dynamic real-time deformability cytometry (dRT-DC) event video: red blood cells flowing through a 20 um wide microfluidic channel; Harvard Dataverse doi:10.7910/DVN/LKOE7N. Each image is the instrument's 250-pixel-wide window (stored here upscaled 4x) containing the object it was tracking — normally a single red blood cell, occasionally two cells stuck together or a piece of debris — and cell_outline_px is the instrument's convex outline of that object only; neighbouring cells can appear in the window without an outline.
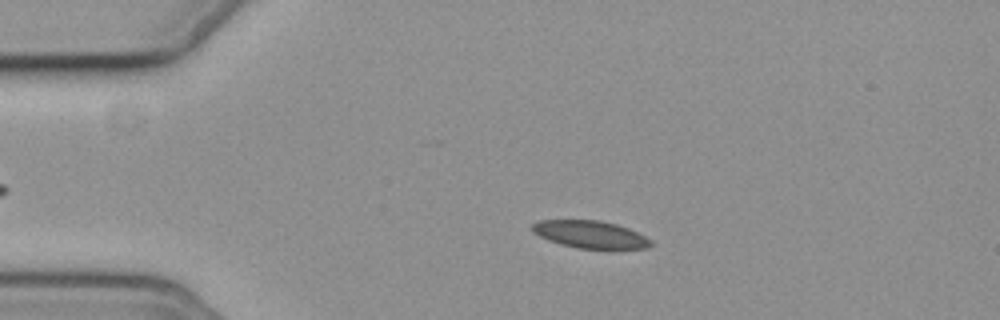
{"species": "common noctule bat (a hibernating species)", "species_latin": "Nyctalus noctula", "temperature_condition": "cold", "stored_images_in_passage": 45, "camera_frame_rate_fps": 3000, "um_per_image_px": 0.085, "animal": {"sex": "female", "body_mass_g": 19.3, "forearm_length_mm": 54.1}, "frame": {"image": 1, "passage_image": 7, "time_ms": 2.0, "image_size_px": [1000, 320], "cell_outline_px": [[652, 244], [648, 248], [612, 252], [580, 248], [560, 244], [548, 240], [532, 232], [532, 224], [540, 220], [600, 220], [616, 224], [628, 228], [652, 240]], "centroid_in_image_um": [50.25, 19.98], "position_along_channel_um": 34.7, "area_um2": 19.71}}
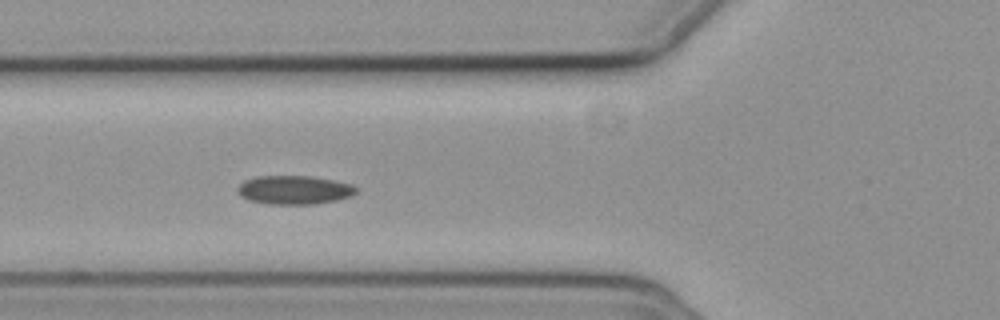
{"frame": {"image": 2, "passage_image": 16, "time_ms": 5.0, "image_size_px": [1000, 320], "cell_outline_px": [[360, 188], [352, 196], [336, 200], [316, 204], [264, 204], [248, 200], [240, 196], [236, 192], [236, 188], [244, 180], [256, 176], [312, 176], [336, 180], [352, 184]], "centroid_in_image_um": [25.01, 16.14], "position_along_channel_um": 100.8, "area_um2": 20.29}}
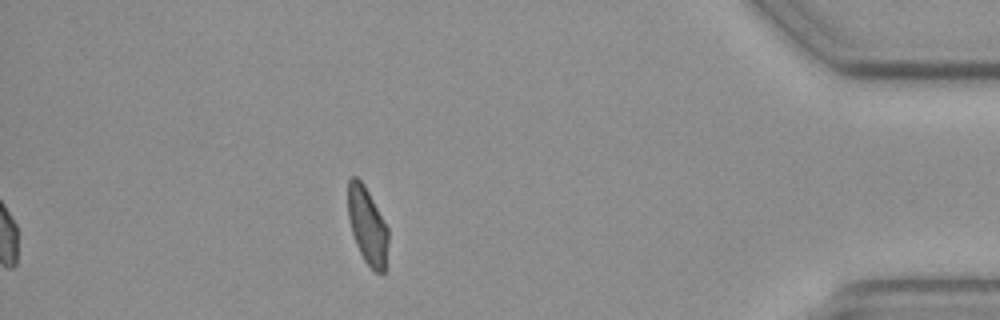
{"frame": {"image": 3, "passage_image": 45, "time_ms": 14.667, "image_size_px": [1000, 320], "cell_outline_px": [[388, 240], [384, 272], [376, 272], [364, 260], [356, 244], [352, 232], [348, 216], [348, 180], [352, 176], [356, 176], [364, 184], [388, 228]], "centroid_in_image_um": [31.21, 19.16], "position_along_channel_um": 404.0, "area_um2": 17.74}, "authors_computed_cell_mechanics": {"area_um2": 19.7098, "velocity_mm_per_s": 3.6445, "shape_relaxation_time_tau1_ms": null, "shape_relaxation_time_tau2_ms": 4.7939, "deformation_change_tau1": null, "deformation_change_tau2": 0.0948}}